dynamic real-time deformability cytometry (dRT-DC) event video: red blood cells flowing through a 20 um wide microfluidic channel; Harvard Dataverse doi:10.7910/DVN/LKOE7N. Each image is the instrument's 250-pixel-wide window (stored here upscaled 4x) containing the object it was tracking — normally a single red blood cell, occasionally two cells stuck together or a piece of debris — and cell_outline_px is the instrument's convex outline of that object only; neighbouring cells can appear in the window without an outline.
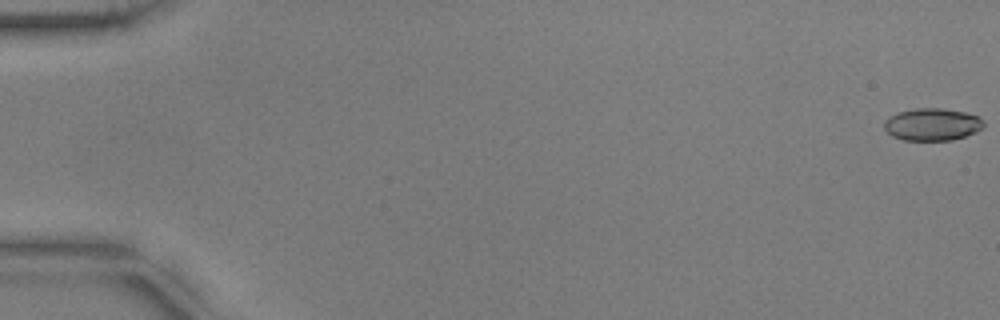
{"species": "common noctule bat (a hibernating species)", "species_latin": "Nyctalus noctula", "temperature_condition": "warm", "stored_images_in_passage": 9, "camera_frame_rate_fps": 3000, "um_per_image_px": 0.085, "animal": {"sex": "male", "body_mass_g": 17.9, "forearm_length_mm": 54.2}, "frame": {"image": 1, "passage_image": 1, "time_ms": 0.0, "image_size_px": [1000, 320], "cell_outline_px": [[984, 124], [976, 132], [952, 140], [904, 140], [892, 136], [884, 128], [884, 120], [900, 112], [916, 108], [944, 108], [964, 112], [976, 116], [984, 120]], "centroid_in_image_um": [79.24, 10.57], "position_along_channel_um": 5.8, "area_um2": 18.55}}